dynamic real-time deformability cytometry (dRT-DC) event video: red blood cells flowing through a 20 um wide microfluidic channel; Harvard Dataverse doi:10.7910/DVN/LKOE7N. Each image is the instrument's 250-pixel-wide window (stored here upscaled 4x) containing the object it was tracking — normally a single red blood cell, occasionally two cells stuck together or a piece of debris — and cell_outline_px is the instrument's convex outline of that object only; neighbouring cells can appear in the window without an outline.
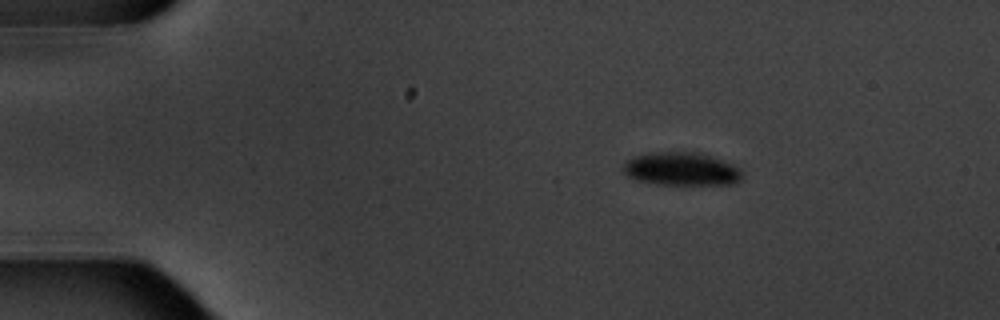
{"species": "common noctule bat (a hibernating species)", "species_latin": "Nyctalus noctula", "temperature_condition": "warm", "stored_images_in_passage": 5, "camera_frame_rate_fps": 3000, "um_per_image_px": 0.085, "animal": {"sex": "male", "body_mass_g": 20.1, "forearm_length_mm": 53.5}, "frame": {"image": 1, "passage_image": 2, "time_ms": 1.333, "image_size_px": [1000, 320], "cell_outline_px": [[744, 176], [740, 180], [732, 184], [656, 184], [636, 180], [628, 176], [620, 168], [632, 156], [656, 152], [696, 152], [732, 164], [740, 168], [744, 172]], "centroid_in_image_um": [57.9, 14.37], "position_along_channel_um": 27.1, "area_um2": 22.95}}
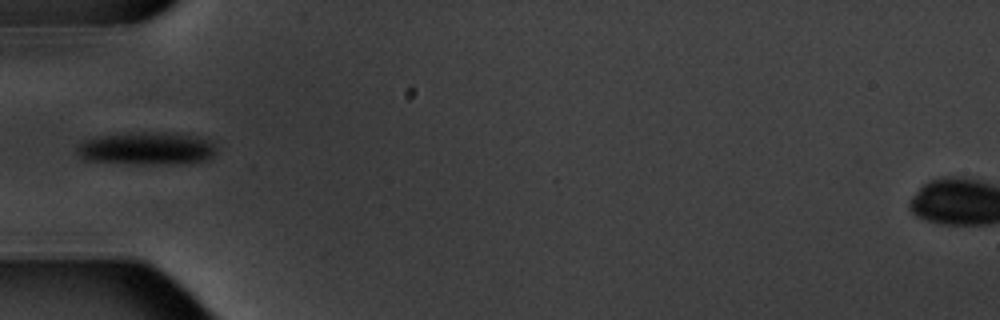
{"frame": {"image": 2, "passage_image": 5, "time_ms": 4.667, "image_size_px": [1000, 320], "cell_outline_px": [[216, 152], [208, 160], [192, 164], [136, 164], [84, 160], [76, 152], [76, 148], [84, 140], [100, 136], [140, 132], [176, 132], [200, 136], [212, 140], [216, 148]], "centroid_in_image_um": [12.57, 12.62], "position_along_channel_um": 72.4, "area_um2": 27.28}}